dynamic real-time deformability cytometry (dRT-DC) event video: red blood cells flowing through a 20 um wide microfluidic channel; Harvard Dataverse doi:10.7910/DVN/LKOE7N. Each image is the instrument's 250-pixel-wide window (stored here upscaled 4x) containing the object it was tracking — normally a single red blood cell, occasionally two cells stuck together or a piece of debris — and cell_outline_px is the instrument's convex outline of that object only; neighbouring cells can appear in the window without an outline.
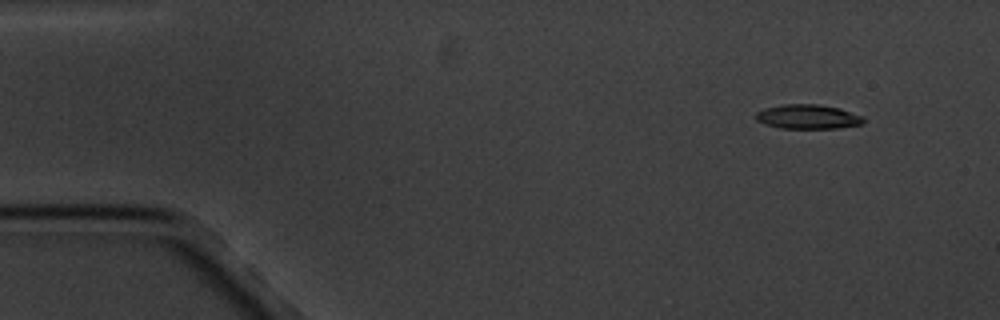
{"species": "common noctule bat (a hibernating species)", "species_latin": "Nyctalus noctula", "temperature_condition": "cold", "stored_images_in_passage": 5, "segment_of_instrument_passage": [2, 2], "camera_frame_rate_fps": 3000, "um_per_image_px": 0.085, "animal": {"sex": "male", "body_mass_g": 20.1, "forearm_length_mm": 53.5}, "frame": {"image": 1, "passage_image": 5, "time_ms": 5.667, "image_size_px": [1000, 320], "cell_outline_px": [[864, 120], [860, 124], [836, 128], [780, 128], [756, 120], [756, 112], [764, 108], [784, 104], [820, 104], [840, 108], [864, 116]], "centroid_in_image_um": [68.68, 9.91], "position_along_channel_um": 16.3, "area_um2": 15.2}}